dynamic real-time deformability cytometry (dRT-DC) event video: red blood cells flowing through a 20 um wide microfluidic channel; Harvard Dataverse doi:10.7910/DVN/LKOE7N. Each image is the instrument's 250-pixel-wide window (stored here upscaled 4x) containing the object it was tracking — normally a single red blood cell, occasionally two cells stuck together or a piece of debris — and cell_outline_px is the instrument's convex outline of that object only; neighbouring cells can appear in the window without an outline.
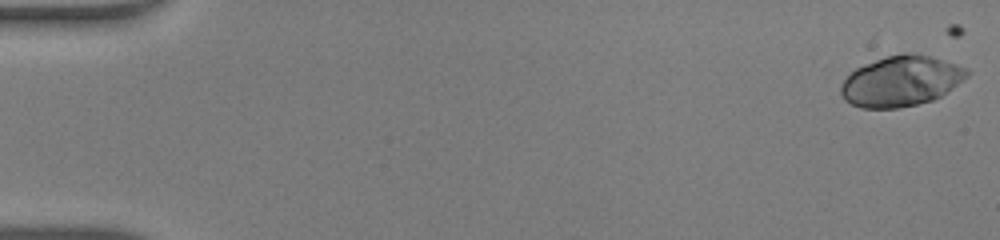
{"species": "human", "species_latin": "Homo sapiens", "temperature_condition": "warm", "stored_images_in_passage": 48, "camera_frame_rate_fps": 3000, "um_per_image_px": 0.085, "donor": {"sex": "male"}, "frame": {"image": 1, "passage_image": 1, "time_ms": 0.0, "image_size_px": [1000, 240], "cell_outline_px": [[972, 72], [968, 76], [940, 96], [932, 100], [916, 104], [896, 108], [860, 108], [844, 100], [840, 92], [840, 84], [856, 68], [876, 60], [888, 56], [904, 52], [912, 52], [928, 56], [956, 64], [968, 68]], "centroid_in_image_um": [76.58, 6.89], "position_along_channel_um": 8.4, "area_um2": 36.76}}
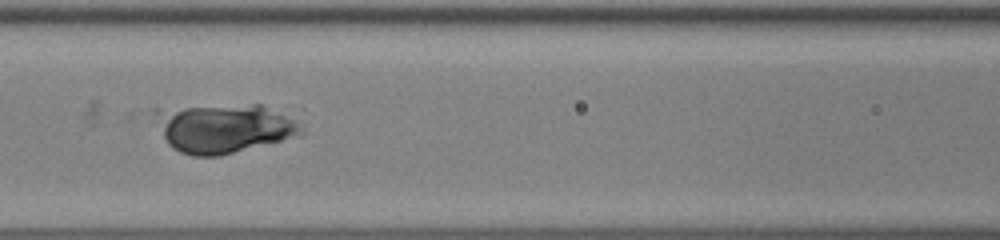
{"frame": {"image": 2, "passage_image": 22, "time_ms": 7.0, "image_size_px": [1000, 240], "cell_outline_px": [[304, 132], [300, 136], [220, 156], [192, 156], [180, 152], [172, 148], [140, 116], [144, 112], [152, 108], [252, 104], [264, 104], [296, 120]], "centroid_in_image_um": [18.77, 10.87], "position_along_channel_um": 147.8, "area_um2": 43.93}}
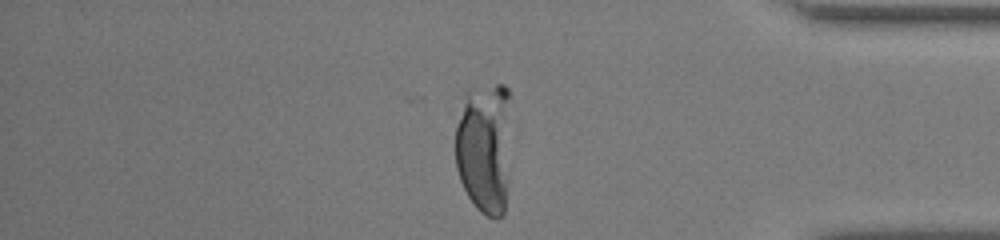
{"frame": {"image": 3, "passage_image": 41, "time_ms": 13.333, "image_size_px": [1000, 240], "cell_outline_px": [[508, 100], [504, 216], [496, 220], [480, 212], [476, 208], [468, 196], [460, 180], [456, 168], [456, 128], [468, 88], [496, 84], [504, 84], [508, 88]], "centroid_in_image_um": [41.12, 12.55], "position_along_channel_um": 394.1, "area_um2": 41.67}, "authors_computed_cell_mechanics": {"area_um2": 38.1191, "velocity_mm_per_s": 4.2987, "shape_relaxation_time_tau1_ms": 4.1401, "shape_relaxation_time_tau2_ms": null, "deformation_change_tau1": 0.2584, "deformation_change_tau2": null}}